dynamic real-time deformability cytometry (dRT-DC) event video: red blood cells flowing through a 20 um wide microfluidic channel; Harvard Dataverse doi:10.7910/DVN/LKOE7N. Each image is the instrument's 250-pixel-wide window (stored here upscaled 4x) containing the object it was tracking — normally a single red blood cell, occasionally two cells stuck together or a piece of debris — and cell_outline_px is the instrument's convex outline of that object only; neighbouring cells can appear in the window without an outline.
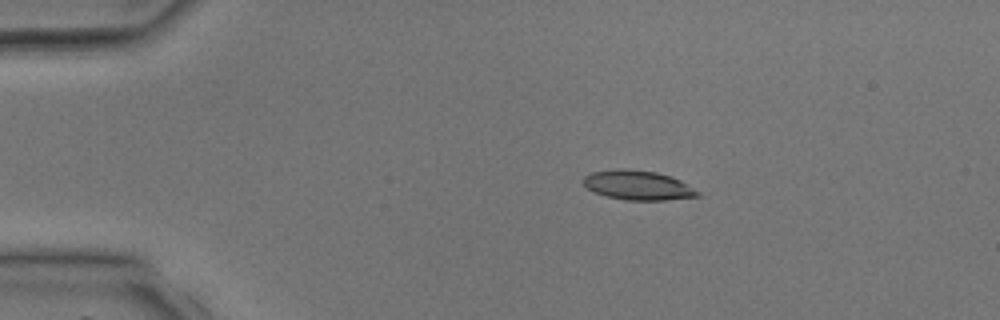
{"species": "common noctule bat (a hibernating species)", "species_latin": "Nyctalus noctula", "temperature_condition": "room temperature", "stored_images_in_passage": 2, "camera_frame_rate_fps": 3000, "um_per_image_px": 0.085, "animal": {"sex": "male", "body_mass_g": 17.9, "forearm_length_mm": 54.2}, "frame": {"image": 1, "passage_image": 2, "time_ms": 1.667, "image_size_px": [1000, 320], "cell_outline_px": [[700, 196], [664, 200], [624, 200], [608, 196], [596, 192], [588, 188], [580, 180], [584, 176], [592, 172], [616, 168], [624, 168], [656, 172], [680, 180], [700, 192]], "centroid_in_image_um": [54.2, 15.73], "position_along_channel_um": 30.8, "area_um2": 19.54}}